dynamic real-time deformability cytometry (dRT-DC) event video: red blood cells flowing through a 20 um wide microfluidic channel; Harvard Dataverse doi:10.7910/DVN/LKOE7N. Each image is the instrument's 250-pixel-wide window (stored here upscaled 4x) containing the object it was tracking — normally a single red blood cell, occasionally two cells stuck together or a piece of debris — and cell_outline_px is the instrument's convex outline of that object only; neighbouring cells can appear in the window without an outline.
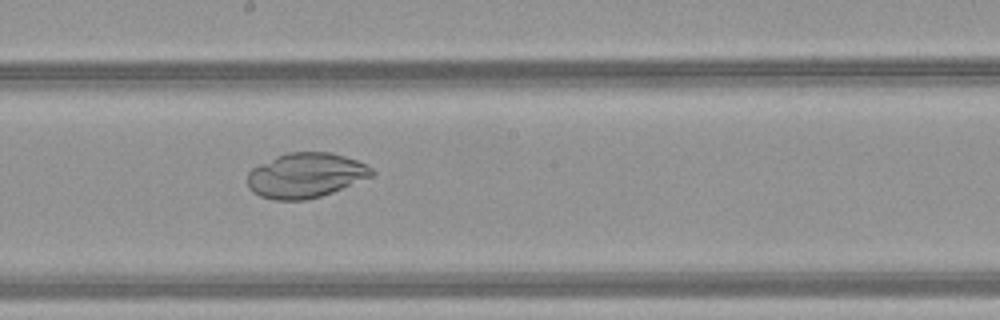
{"species": "common noctule bat (a hibernating species)", "species_latin": "Nyctalus noctula", "temperature_condition": "warm", "stored_images_in_passage": 50, "camera_frame_rate_fps": 3000, "um_per_image_px": 0.085, "animal": {"sex": "female", "body_mass_g": 21.9}, "frame": {"image": 1, "passage_image": 29, "time_ms": 9.333, "image_size_px": [1000, 320], "cell_outline_px": [[376, 172], [372, 176], [332, 192], [320, 196], [304, 200], [276, 200], [260, 196], [252, 192], [248, 188], [248, 172], [252, 168], [276, 156], [288, 152], [332, 152], [356, 160], [372, 168]], "centroid_in_image_um": [25.96, 14.9], "position_along_channel_um": 222.2, "area_um2": 32.37}}